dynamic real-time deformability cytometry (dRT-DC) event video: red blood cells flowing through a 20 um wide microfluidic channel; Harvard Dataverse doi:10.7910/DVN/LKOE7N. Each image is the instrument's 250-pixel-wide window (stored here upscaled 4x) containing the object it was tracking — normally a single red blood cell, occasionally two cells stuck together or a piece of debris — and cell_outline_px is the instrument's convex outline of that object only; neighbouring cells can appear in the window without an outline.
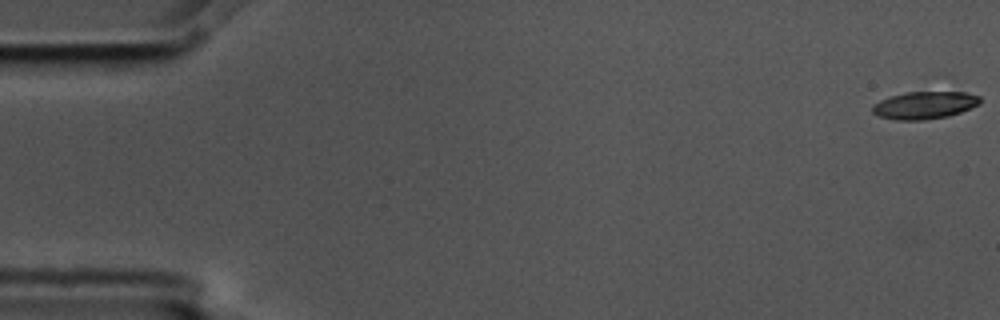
{"species": "common noctule bat (a hibernating species)", "species_latin": "Nyctalus noctula", "temperature_condition": "cold", "stored_images_in_passage": 7, "camera_frame_rate_fps": 3000, "um_per_image_px": 0.085, "animal": {"sex": "male", "body_mass_g": 17.5, "forearm_length_mm": 52.3}, "frame": {"image": 1, "passage_image": 1, "time_ms": 0.0, "image_size_px": [1000, 320], "cell_outline_px": [[980, 104], [960, 112], [948, 116], [924, 120], [896, 120], [880, 116], [872, 112], [872, 104], [880, 100], [892, 96], [908, 92], [968, 92], [980, 96]], "centroid_in_image_um": [78.6, 8.94], "position_along_channel_um": 6.4, "area_um2": 17.17}}
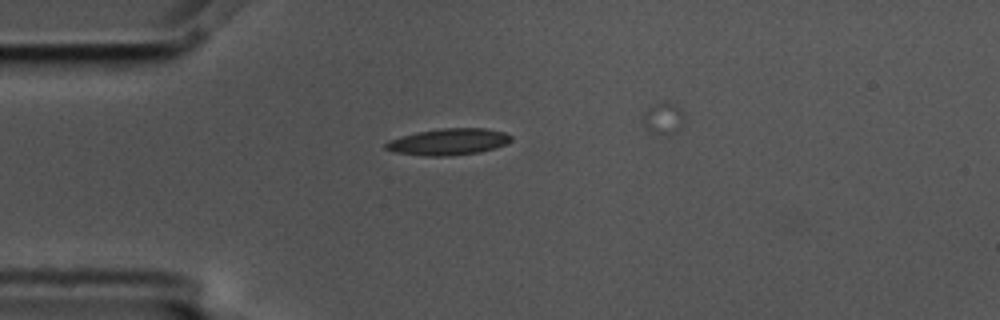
{"frame": {"image": 2, "passage_image": 5, "time_ms": 1.333, "image_size_px": [1000, 320], "cell_outline_px": [[512, 140], [496, 148], [480, 152], [444, 156], [424, 156], [396, 152], [384, 148], [384, 144], [388, 140], [416, 132], [440, 128], [484, 128], [504, 132], [512, 136]], "centroid_in_image_um": [38.11, 12.05], "position_along_channel_um": 46.9, "area_um2": 19.36}}